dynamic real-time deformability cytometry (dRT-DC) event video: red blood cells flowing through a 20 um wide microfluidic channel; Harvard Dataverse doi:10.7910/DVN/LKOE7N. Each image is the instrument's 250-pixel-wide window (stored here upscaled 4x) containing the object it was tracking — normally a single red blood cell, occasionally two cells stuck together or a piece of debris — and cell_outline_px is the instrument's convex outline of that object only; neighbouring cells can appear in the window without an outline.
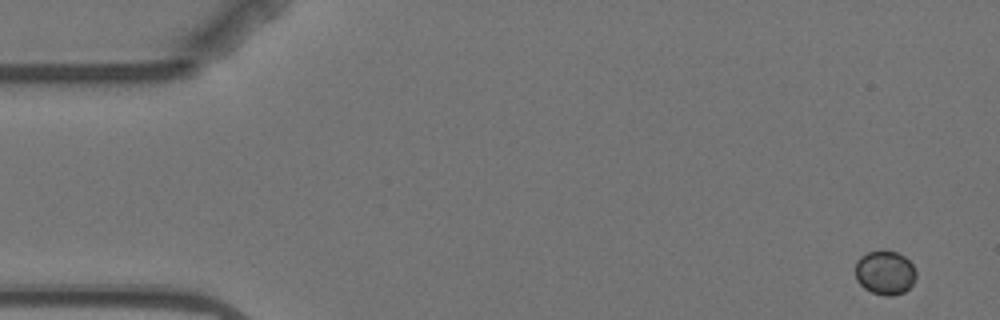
{"species": "Egyptian fruit bat (a non-hibernating species)", "species_latin": "Rousettus aegyptiacus", "temperature_condition": "warm", "stored_images_in_passage": 4, "camera_frame_rate_fps": 3000, "um_per_image_px": 0.085, "animal": {"sex": "female"}, "frame": {"image": 1, "passage_image": 1, "time_ms": 0.0, "image_size_px": [1000, 320], "cell_outline_px": [[916, 276], [912, 284], [904, 292], [892, 296], [884, 296], [872, 292], [864, 288], [856, 280], [856, 260], [860, 256], [868, 252], [896, 252], [904, 256], [912, 264], [916, 272]], "centroid_in_image_um": [75.22, 23.2], "position_along_channel_um": 9.8, "area_um2": 15.43}}
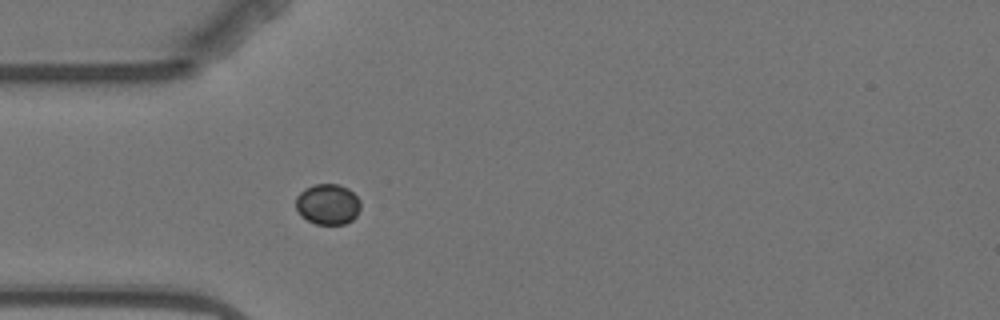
{"frame": {"image": 2, "passage_image": 4, "time_ms": 4.667, "image_size_px": [1000, 320], "cell_outline_px": [[360, 208], [356, 216], [352, 220], [344, 224], [316, 224], [300, 216], [296, 208], [296, 196], [304, 188], [312, 184], [336, 184], [348, 188], [360, 200]], "centroid_in_image_um": [27.84, 17.35], "position_along_channel_um": 57.2, "area_um2": 15.43}}